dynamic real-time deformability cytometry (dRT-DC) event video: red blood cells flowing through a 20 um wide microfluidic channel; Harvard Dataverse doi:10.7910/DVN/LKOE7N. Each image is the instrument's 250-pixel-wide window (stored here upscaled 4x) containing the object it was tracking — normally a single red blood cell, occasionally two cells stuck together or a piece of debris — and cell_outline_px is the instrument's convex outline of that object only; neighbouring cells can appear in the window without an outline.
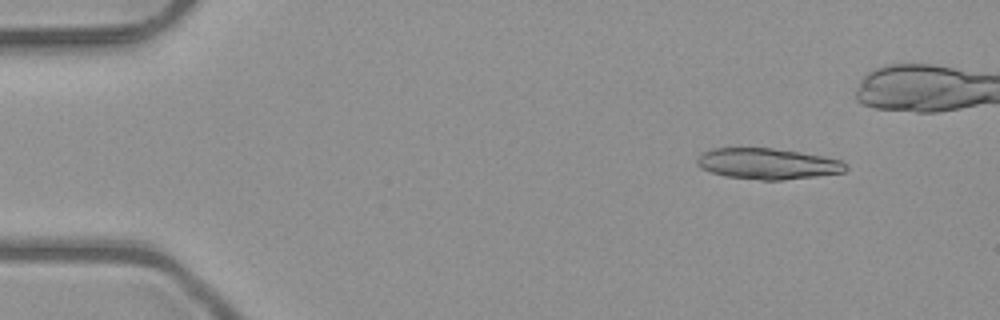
{"species": "common noctule bat (a hibernating species)", "species_latin": "Nyctalus noctula", "temperature_condition": "room temperature", "stored_images_in_passage": 48, "camera_frame_rate_fps": 3000, "um_per_image_px": 0.085, "animal": {"sex": "male", "body_mass_g": 23.1, "forearm_length_mm": 52.7}, "frame": {"image": 1, "passage_image": 1, "time_ms": 0.0, "image_size_px": [1000, 320], "cell_outline_px": [[848, 168], [844, 172], [816, 176], [780, 180], [760, 180], [724, 176], [700, 168], [696, 164], [696, 160], [704, 152], [712, 148], [772, 148], [800, 152], [840, 160]], "centroid_in_image_um": [65.21, 13.92], "position_along_channel_um": 19.8, "area_um2": 26.59}, "authors_computed_cell_mechanics": {"area_um2": 12.5137, "velocity_mm_per_s": 4.0592, "shape_relaxation_time_tau1_ms": 8.9821, "shape_relaxation_time_tau2_ms": null, "deformation_change_tau1": 0.211, "deformation_change_tau2": null}}